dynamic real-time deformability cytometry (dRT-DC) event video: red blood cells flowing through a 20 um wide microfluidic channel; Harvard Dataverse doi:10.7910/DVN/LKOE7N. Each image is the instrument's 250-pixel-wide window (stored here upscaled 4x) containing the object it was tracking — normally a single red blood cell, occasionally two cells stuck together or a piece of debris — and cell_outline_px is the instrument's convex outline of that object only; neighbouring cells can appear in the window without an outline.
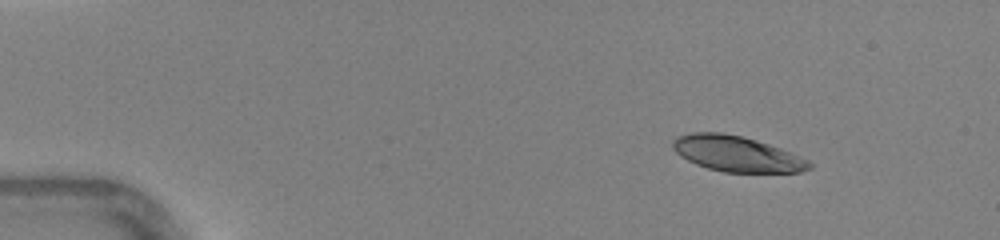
{"species": "human", "species_latin": "Homo sapiens", "temperature_condition": "warm", "stored_images_in_passage": 41, "camera_frame_rate_fps": 3000, "um_per_image_px": 0.085, "donor": {"sex": "female"}, "frame": {"image": 1, "passage_image": 1, "time_ms": 0.0, "image_size_px": [1000, 240], "cell_outline_px": [[812, 168], [800, 172], [724, 172], [708, 168], [696, 164], [680, 156], [672, 148], [672, 140], [676, 136], [692, 132], [724, 132], [756, 140], [780, 148], [808, 160], [812, 164]], "centroid_in_image_um": [62.59, 13.07], "position_along_channel_um": 22.4, "area_um2": 28.26}}
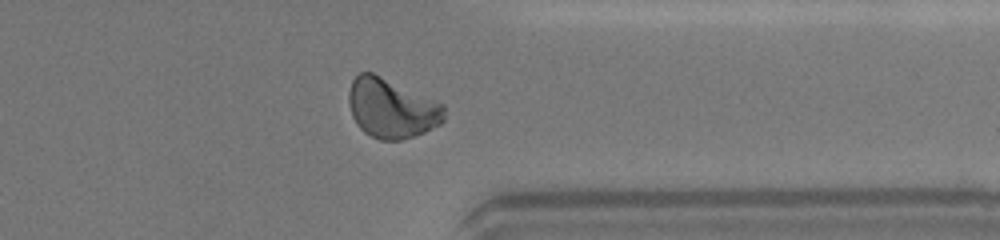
{"frame": {"image": 2, "passage_image": 32, "time_ms": 10.333, "image_size_px": [1000, 240], "cell_outline_px": [[444, 120], [440, 124], [424, 132], [400, 140], [380, 140], [364, 132], [356, 124], [352, 116], [348, 104], [348, 92], [352, 80], [360, 72], [372, 72], [444, 104]], "centroid_in_image_um": [33.25, 9.2], "position_along_channel_um": 378.1, "area_um2": 33.0}}
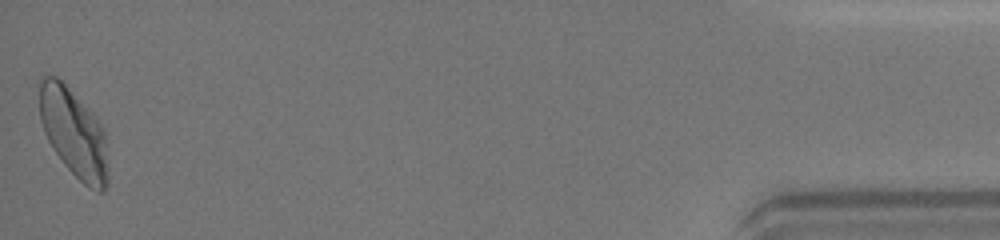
{"frame": {"image": 3, "passage_image": 41, "time_ms": 13.333, "image_size_px": [1000, 240], "cell_outline_px": [[108, 184], [100, 192], [84, 184], [64, 164], [52, 148], [44, 132], [40, 120], [40, 76], [56, 76], [96, 116], [104, 128], [108, 176]], "centroid_in_image_um": [6.27, 11.3], "position_along_channel_um": 428.9, "area_um2": 35.03}, "authors_computed_cell_mechanics": {"area_um2": 31.0964, "velocity_mm_per_s": 4.3893, "shape_relaxation_time_tau1_ms": 4.4674, "shape_relaxation_time_tau2_ms": 1.5278, "deformation_change_tau1": 0.1735, "deformation_change_tau2": 0.0639}}